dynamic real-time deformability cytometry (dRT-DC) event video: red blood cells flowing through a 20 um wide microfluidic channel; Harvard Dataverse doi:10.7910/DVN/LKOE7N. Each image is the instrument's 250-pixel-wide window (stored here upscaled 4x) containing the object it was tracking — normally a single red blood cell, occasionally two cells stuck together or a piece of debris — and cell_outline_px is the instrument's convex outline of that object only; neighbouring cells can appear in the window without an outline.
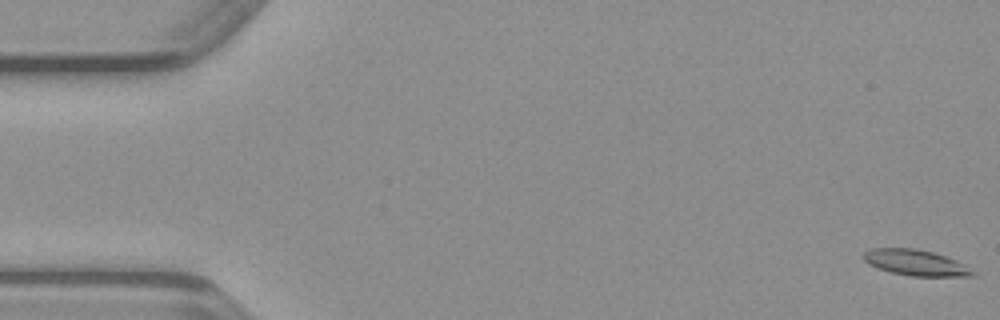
{"species": "common noctule bat (a hibernating species)", "species_latin": "Nyctalus noctula", "temperature_condition": "warm", "stored_images_in_passage": 49, "camera_frame_rate_fps": 3000, "um_per_image_px": 0.085, "animal": {"sex": "male", "body_mass_g": 23.1, "forearm_length_mm": 52.7}, "frame": {"image": 1, "passage_image": 1, "time_ms": 0.0, "image_size_px": [1000, 320], "cell_outline_px": [[976, 276], [912, 276], [892, 272], [876, 268], [868, 264], [860, 256], [864, 252], [872, 248], [916, 248], [932, 252], [956, 260], [964, 264], [976, 272]], "centroid_in_image_um": [77.81, 22.32], "position_along_channel_um": 7.2, "area_um2": 16.53}}
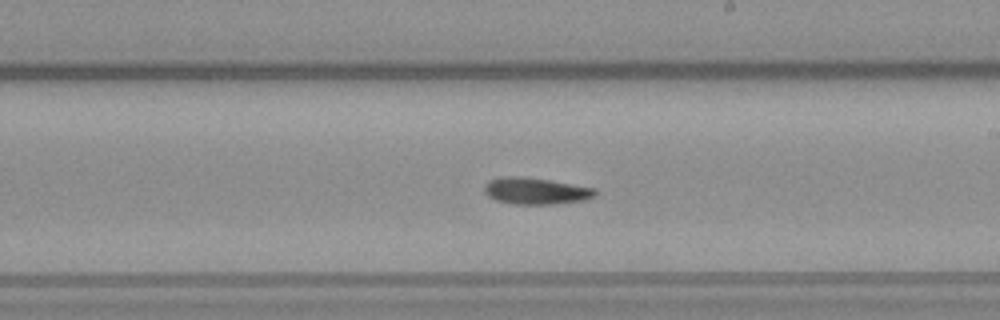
{"frame": {"image": 2, "passage_image": 28, "time_ms": 9.0, "image_size_px": [1000, 320], "cell_outline_px": [[596, 196], [584, 200], [556, 204], [516, 204], [496, 200], [488, 196], [484, 192], [484, 184], [488, 180], [500, 176], [524, 176], [596, 188]], "centroid_in_image_um": [45.51, 16.22], "position_along_channel_um": 243.5, "area_um2": 17.34}}
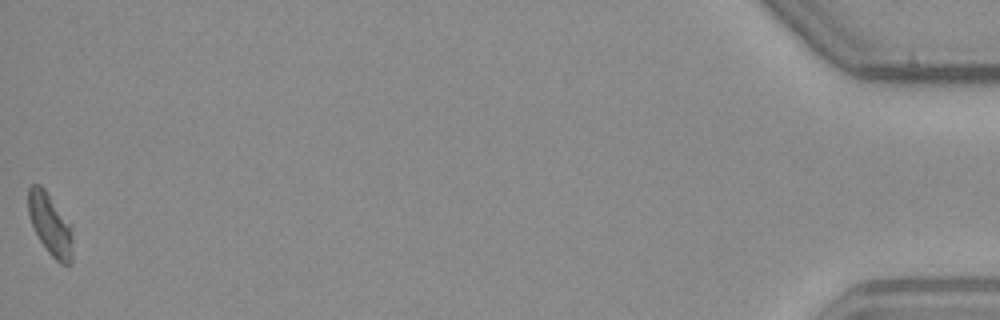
{"frame": {"image": 3, "passage_image": 49, "time_ms": 16.0, "image_size_px": [1000, 320], "cell_outline_px": [[72, 264], [60, 264], [48, 252], [40, 240], [32, 224], [28, 212], [28, 188], [32, 184], [40, 184], [48, 192], [72, 224]], "centroid_in_image_um": [4.29, 19.06], "position_along_channel_um": 430.9, "area_um2": 16.24}}